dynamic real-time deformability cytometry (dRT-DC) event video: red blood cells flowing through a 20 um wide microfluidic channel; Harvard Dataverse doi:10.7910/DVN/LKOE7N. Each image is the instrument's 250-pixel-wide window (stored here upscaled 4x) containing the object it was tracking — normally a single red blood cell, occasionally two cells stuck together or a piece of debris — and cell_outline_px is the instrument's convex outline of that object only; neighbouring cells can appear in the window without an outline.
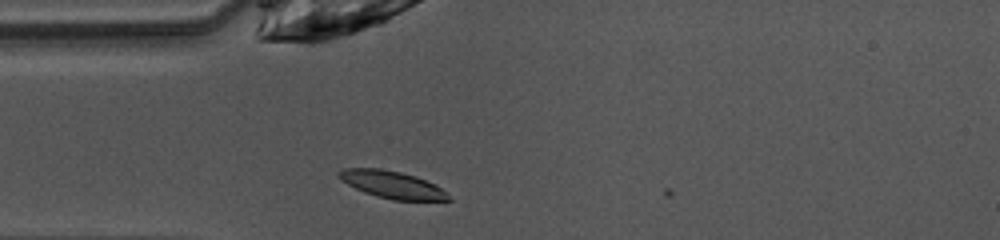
{"species": "common noctule bat (a hibernating species)", "species_latin": "Nyctalus noctula", "temperature_condition": "warm", "stored_images_in_passage": 2, "camera_frame_rate_fps": 3000, "um_per_image_px": 0.085, "animal": {"sex": "female", "body_mass_g": 10.0, "forearm_length_mm": 53.1}, "frame": {"image": 1, "passage_image": 1, "time_ms": 0.0, "image_size_px": [1000, 240], "cell_outline_px": [[452, 200], [392, 200], [376, 196], [364, 192], [340, 180], [336, 176], [336, 172], [344, 168], [380, 168], [400, 172], [436, 184], [448, 192]], "centroid_in_image_um": [33.31, 15.69], "position_along_channel_um": 51.7, "area_um2": 17.46}}